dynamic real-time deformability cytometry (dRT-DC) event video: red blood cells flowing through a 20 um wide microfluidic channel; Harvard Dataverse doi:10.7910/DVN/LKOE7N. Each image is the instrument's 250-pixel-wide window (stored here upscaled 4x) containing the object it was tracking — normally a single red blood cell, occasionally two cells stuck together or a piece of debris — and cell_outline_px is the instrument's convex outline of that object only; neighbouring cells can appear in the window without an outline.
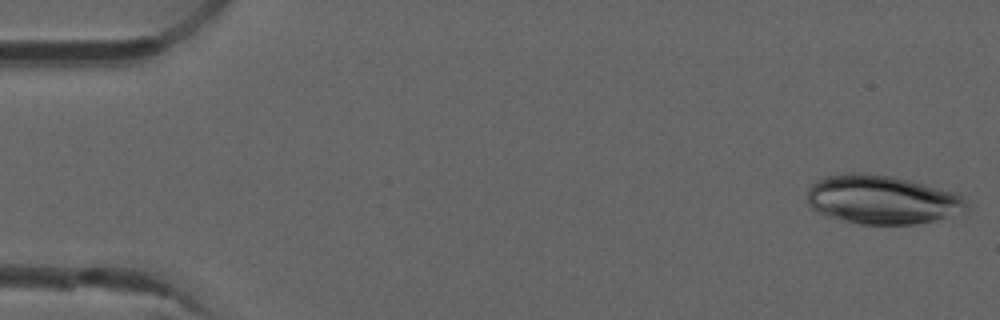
{"species": "common noctule bat (a hibernating species)", "species_latin": "Nyctalus noctula", "temperature_condition": "room temperature", "stored_images_in_passage": 9, "camera_frame_rate_fps": 3000, "um_per_image_px": 0.085, "animal": {"sex": "male", "forearm_length_mm": 52.5}, "frame": {"image": 1, "passage_image": 2, "time_ms": 0.333, "image_size_px": [1000, 320], "cell_outline_px": [[948, 200], [932, 216], [924, 220], [896, 224], [880, 224], [856, 220], [844, 216], [836, 208], [820, 188], [824, 184], [832, 180], [884, 180], [916, 188], [944, 196]], "centroid_in_image_um": [74.98, 17.1], "position_along_channel_um": 10.0, "area_um2": 29.36}}